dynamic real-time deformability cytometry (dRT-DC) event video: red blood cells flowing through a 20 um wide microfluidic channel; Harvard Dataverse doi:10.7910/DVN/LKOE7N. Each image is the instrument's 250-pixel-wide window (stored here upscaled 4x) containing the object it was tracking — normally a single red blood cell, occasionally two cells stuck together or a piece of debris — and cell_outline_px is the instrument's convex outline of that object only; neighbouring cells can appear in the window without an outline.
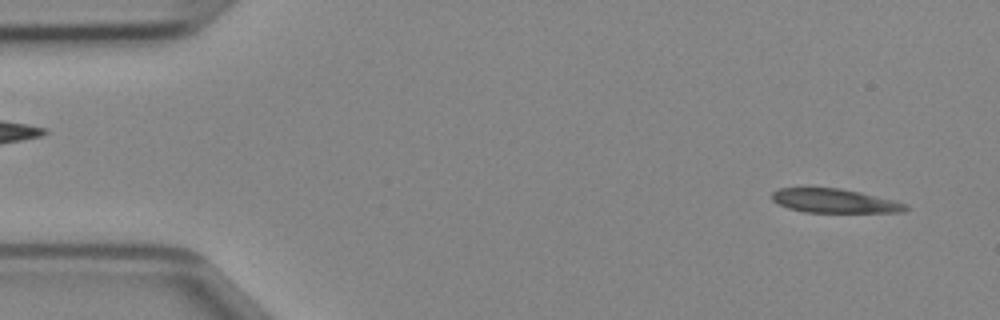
{"species": "Egyptian fruit bat (a non-hibernating species)", "species_latin": "Rousettus aegyptiacus", "temperature_condition": "cold", "stored_images_in_passage": 44, "camera_frame_rate_fps": 3000, "um_per_image_px": 0.085, "animal": {"sex": "female"}, "frame": {"image": 1, "passage_image": 1, "time_ms": 0.0, "image_size_px": [1000, 320], "cell_outline_px": [[908, 208], [904, 212], [804, 212], [788, 208], [772, 200], [772, 192], [780, 188], [840, 188], [860, 192], [896, 200], [908, 204]], "centroid_in_image_um": [70.97, 17.07], "position_along_channel_um": 14.0, "area_um2": 18.67}}
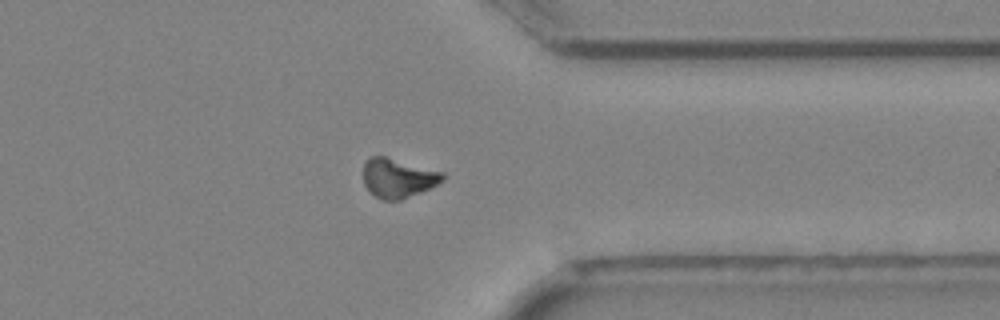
{"frame": {"image": 2, "passage_image": 34, "time_ms": 11.0, "image_size_px": [1000, 320], "cell_outline_px": [[444, 180], [420, 192], [400, 200], [380, 200], [364, 184], [364, 164], [372, 156], [384, 156], [444, 172]], "centroid_in_image_um": [33.83, 15.13], "position_along_channel_um": 377.6, "area_um2": 17.8}}
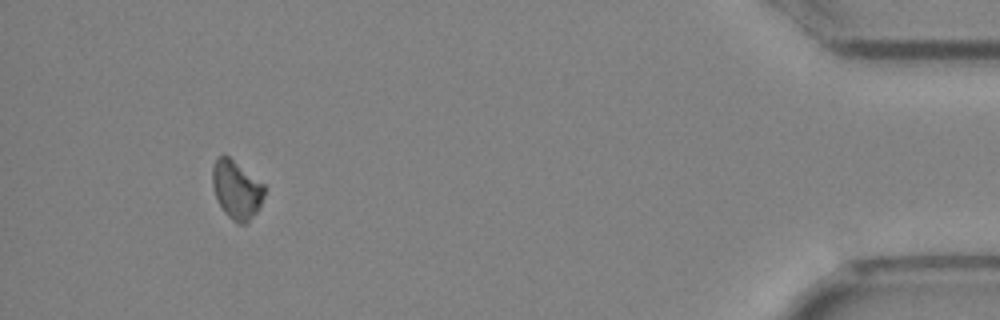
{"frame": {"image": 3, "passage_image": 41, "time_ms": 13.333, "image_size_px": [1000, 320], "cell_outline_px": [[264, 196], [256, 212], [244, 224], [236, 224], [224, 212], [212, 188], [212, 168], [216, 156], [228, 156], [264, 184]], "centroid_in_image_um": [20.08, 16.12], "position_along_channel_um": 415.1, "area_um2": 17.46}}